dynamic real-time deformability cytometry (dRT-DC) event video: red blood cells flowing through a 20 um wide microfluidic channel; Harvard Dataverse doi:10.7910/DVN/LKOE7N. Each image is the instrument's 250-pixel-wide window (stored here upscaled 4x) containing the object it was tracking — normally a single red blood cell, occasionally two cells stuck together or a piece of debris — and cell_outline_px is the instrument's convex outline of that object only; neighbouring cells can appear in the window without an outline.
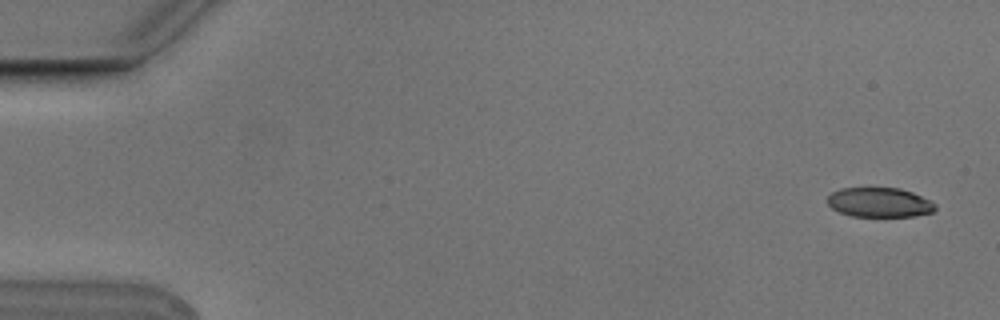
{"species": "Egyptian fruit bat (a non-hibernating species)", "species_latin": "Rousettus aegyptiacus", "temperature_condition": "cold", "stored_images_in_passage": 6, "camera_frame_rate_fps": 3000, "um_per_image_px": 0.085, "animal": {"sex": "male"}, "frame": {"image": 1, "passage_image": 1, "time_ms": 0.0, "image_size_px": [1000, 320], "cell_outline_px": [[936, 208], [932, 212], [912, 216], [852, 216], [840, 212], [832, 208], [828, 204], [828, 196], [832, 192], [840, 188], [900, 188], [912, 192], [932, 200], [936, 204]], "centroid_in_image_um": [74.77, 17.19], "position_along_channel_um": 10.2, "area_um2": 18.55}}